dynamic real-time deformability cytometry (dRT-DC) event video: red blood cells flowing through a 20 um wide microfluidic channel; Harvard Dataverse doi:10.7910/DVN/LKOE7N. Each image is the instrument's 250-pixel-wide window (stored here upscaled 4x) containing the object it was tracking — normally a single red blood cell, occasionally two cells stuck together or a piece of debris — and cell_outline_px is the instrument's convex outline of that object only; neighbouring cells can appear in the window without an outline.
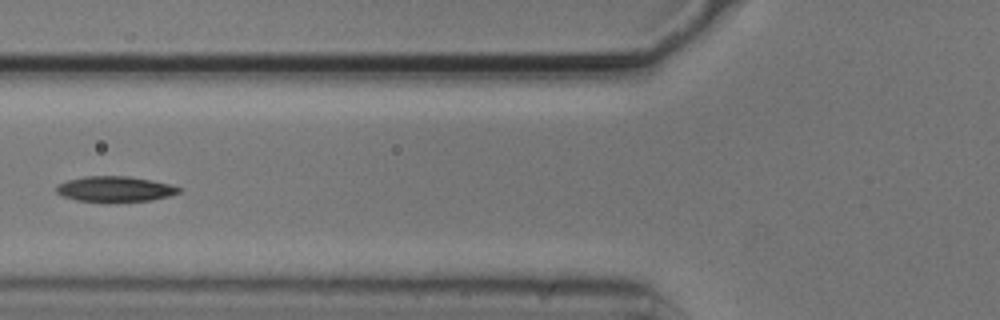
{"species": "common noctule bat (a hibernating species)", "species_latin": "Nyctalus noctula", "temperature_condition": "cold", "stored_images_in_passage": 5, "camera_frame_rate_fps": 3000, "um_per_image_px": 0.085, "animal": {"sex": "male", "body_mass_g": 20.5, "forearm_length_mm": 52.5}, "frame": {"image": 1, "passage_image": 5, "time_ms": 1.333, "image_size_px": [1000, 320], "cell_outline_px": [[184, 188], [180, 192], [168, 196], [152, 200], [76, 200], [64, 196], [56, 192], [56, 184], [68, 180], [84, 176], [128, 176], [152, 180], [172, 184]], "centroid_in_image_um": [9.81, 16.03], "position_along_channel_um": 116.0, "area_um2": 17.8}}